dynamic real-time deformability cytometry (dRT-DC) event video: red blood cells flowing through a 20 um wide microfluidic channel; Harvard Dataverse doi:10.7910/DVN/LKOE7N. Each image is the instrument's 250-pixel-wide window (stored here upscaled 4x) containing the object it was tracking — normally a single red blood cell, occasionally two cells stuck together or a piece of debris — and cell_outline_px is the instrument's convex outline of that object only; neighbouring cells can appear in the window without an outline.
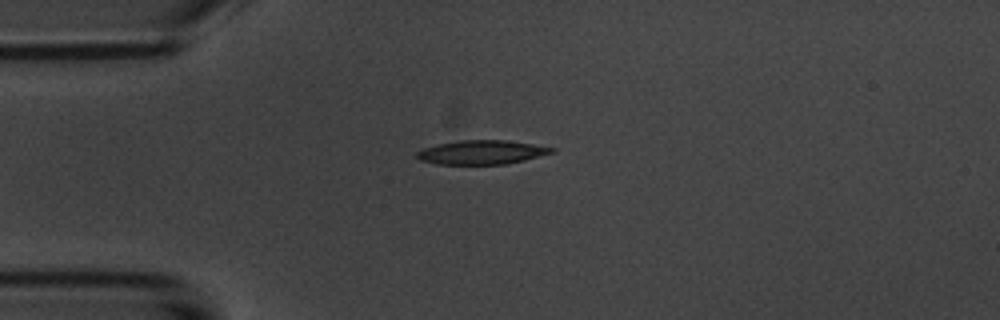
{"species": "common noctule bat (a hibernating species)", "species_latin": "Nyctalus noctula", "temperature_condition": "room temperature", "stored_images_in_passage": 41, "camera_frame_rate_fps": 3000, "um_per_image_px": 0.085, "animal": {"sex": "male", "body_mass_g": 20.1, "forearm_length_mm": 53.5}, "frame": {"image": 1, "passage_image": 1, "time_ms": 0.0, "image_size_px": [1000, 320], "cell_outline_px": [[556, 152], [524, 160], [504, 164], [436, 164], [420, 160], [416, 156], [416, 152], [424, 148], [440, 144], [460, 140], [508, 140], [556, 148]], "centroid_in_image_um": [40.97, 12.94], "position_along_channel_um": 44.0, "area_um2": 18.79}}
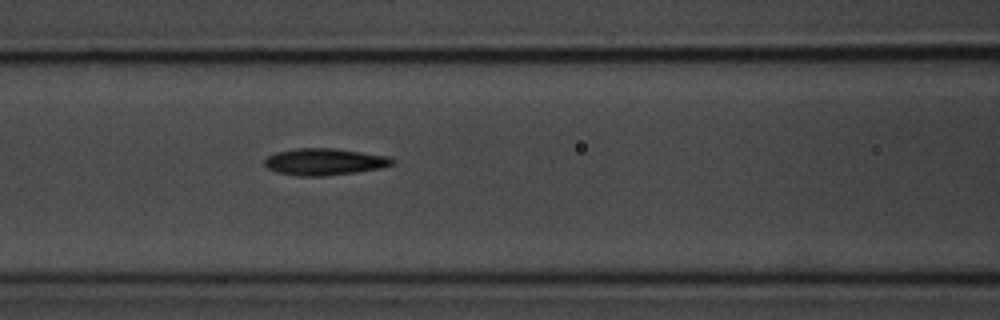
{"frame": {"image": 2, "passage_image": 10, "time_ms": 3.0, "image_size_px": [1000, 320], "cell_outline_px": [[396, 164], [380, 168], [356, 172], [324, 176], [296, 176], [276, 172], [268, 168], [264, 164], [264, 160], [268, 156], [276, 152], [296, 148], [332, 148], [360, 152], [384, 156], [396, 160]], "centroid_in_image_um": [27.55, 13.76], "position_along_channel_um": 139.0, "area_um2": 19.88}}
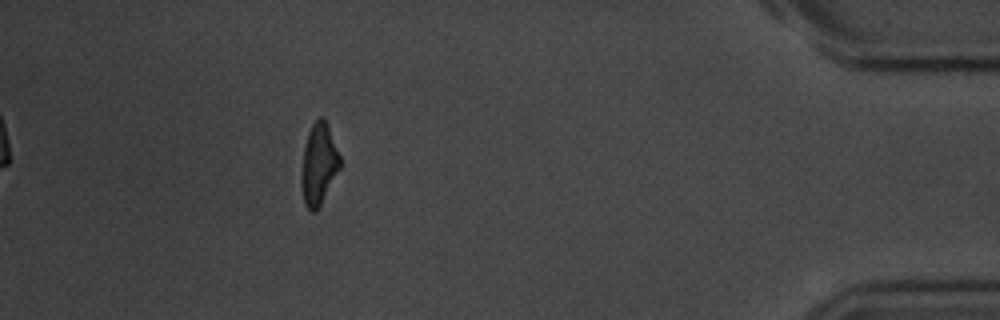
{"frame": {"image": 3, "passage_image": 36, "time_ms": 11.667, "image_size_px": [1000, 320], "cell_outline_px": [[340, 168], [316, 212], [312, 212], [304, 204], [300, 184], [300, 176], [304, 148], [308, 132], [312, 124], [320, 116], [328, 124], [340, 156]], "centroid_in_image_um": [27.07, 13.97], "position_along_channel_um": 408.1, "area_um2": 18.26}, "authors_computed_cell_mechanics": {"area_um2": 19.2474, "velocity_mm_per_s": 3.7299, "shape_relaxation_time_tau1_ms": 3.6714, "shape_relaxation_time_tau2_ms": 5.2342, "deformation_change_tau1": 0.1458, "deformation_change_tau2": 0.141}}